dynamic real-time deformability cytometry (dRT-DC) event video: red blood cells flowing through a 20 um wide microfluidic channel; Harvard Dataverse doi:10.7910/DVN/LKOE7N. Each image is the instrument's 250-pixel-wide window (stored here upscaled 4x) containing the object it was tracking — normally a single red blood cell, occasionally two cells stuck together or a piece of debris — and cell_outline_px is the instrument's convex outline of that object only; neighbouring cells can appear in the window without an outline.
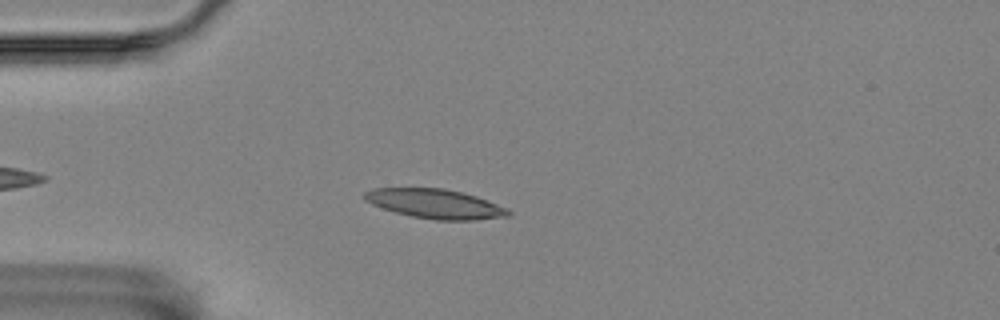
{"species": "Egyptian fruit bat (a non-hibernating species)", "species_latin": "Rousettus aegyptiacus", "temperature_condition": "room temperature", "stored_images_in_passage": 46, "camera_frame_rate_fps": 3000, "um_per_image_px": 0.085, "animal": {"sex": "female"}, "frame": {"image": 1, "passage_image": 8, "time_ms": 2.333, "image_size_px": [1000, 320], "cell_outline_px": [[512, 212], [508, 216], [476, 220], [436, 220], [412, 216], [396, 212], [372, 204], [364, 200], [364, 192], [372, 188], [444, 188], [476, 196], [508, 208]], "centroid_in_image_um": [37.0, 17.32], "position_along_channel_um": 48.0, "area_um2": 24.51}}
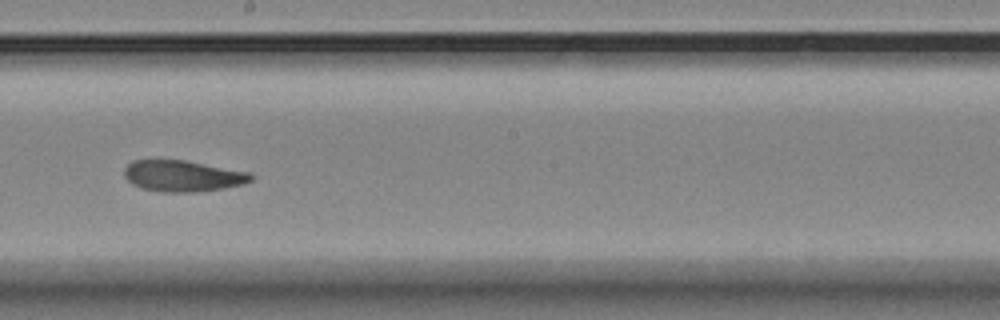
{"frame": {"image": 2, "passage_image": 25, "time_ms": 8.0, "image_size_px": [1000, 320], "cell_outline_px": [[252, 180], [244, 184], [224, 188], [196, 192], [160, 192], [140, 188], [132, 184], [124, 176], [124, 168], [132, 160], [184, 160], [248, 172], [252, 176]], "centroid_in_image_um": [15.49, 14.96], "position_along_channel_um": 232.7, "area_um2": 23.0}}
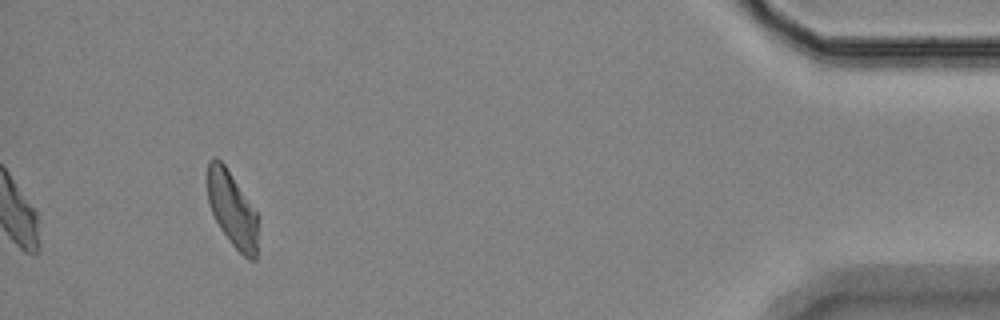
{"frame": {"image": 3, "passage_image": 46, "time_ms": 15.0, "image_size_px": [1000, 320], "cell_outline_px": [[256, 260], [248, 260], [228, 240], [220, 228], [212, 212], [208, 200], [208, 160], [216, 156], [224, 164], [256, 212]], "centroid_in_image_um": [19.71, 17.78], "position_along_channel_um": 415.5, "area_um2": 21.5}, "authors_computed_cell_mechanics": {"area_um2": 23.2934, "velocity_mm_per_s": 3.5097, "shape_relaxation_time_tau1_ms": null, "shape_relaxation_time_tau2_ms": 5.7926, "deformation_change_tau1": null, "deformation_change_tau2": 0.1145}}